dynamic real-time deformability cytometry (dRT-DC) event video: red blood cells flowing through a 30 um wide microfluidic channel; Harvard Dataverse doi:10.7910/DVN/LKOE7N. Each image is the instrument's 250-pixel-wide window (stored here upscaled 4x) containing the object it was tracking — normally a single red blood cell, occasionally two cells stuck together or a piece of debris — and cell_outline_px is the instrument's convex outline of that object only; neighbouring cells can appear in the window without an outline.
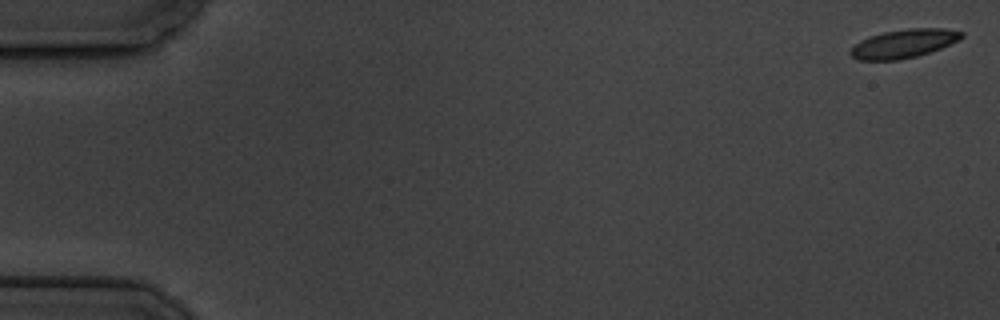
{"species": "common noctule bat (a hibernating species)", "species_latin": "Nyctalus noctula", "temperature_condition": "cold", "stored_images_in_passage": 4, "camera_frame_rate_fps": 3000, "um_per_image_px": 0.085, "animal": {"sex": "male", "body_mass_g": 19.5, "forearm_length_mm": 54.6}, "frame": {"image": 1, "passage_image": 1, "time_ms": 0.0, "image_size_px": [1000, 320], "cell_outline_px": [[964, 36], [960, 40], [940, 48], [916, 56], [900, 60], [860, 60], [852, 56], [848, 52], [860, 40], [868, 36], [884, 32], [908, 28], [944, 28], [964, 32]], "centroid_in_image_um": [76.83, 3.7], "position_along_channel_um": 8.2, "area_um2": 18.5}}